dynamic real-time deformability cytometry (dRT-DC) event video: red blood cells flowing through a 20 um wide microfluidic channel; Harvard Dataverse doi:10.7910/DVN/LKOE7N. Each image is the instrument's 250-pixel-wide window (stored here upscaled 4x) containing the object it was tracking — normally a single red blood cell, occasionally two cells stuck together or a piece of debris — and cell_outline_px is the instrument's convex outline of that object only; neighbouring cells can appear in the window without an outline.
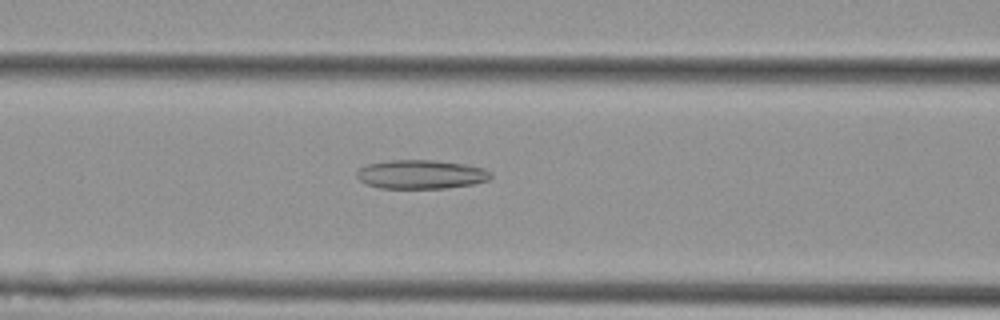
{"species": "Egyptian fruit bat (a non-hibernating species)", "species_latin": "Rousettus aegyptiacus", "temperature_condition": "cold", "stored_images_in_passage": 40, "camera_frame_rate_fps": 3000, "um_per_image_px": 0.085, "animal": {"sex": "female"}, "frame": {"image": 1, "passage_image": 9, "time_ms": 2.667, "image_size_px": [1000, 320], "cell_outline_px": [[492, 176], [488, 180], [472, 184], [448, 188], [380, 188], [368, 184], [360, 180], [356, 176], [356, 172], [360, 168], [368, 164], [388, 160], [432, 160], [460, 164], [484, 168], [492, 172]], "centroid_in_image_um": [35.78, 14.82], "position_along_channel_um": 130.8, "area_um2": 22.43}}
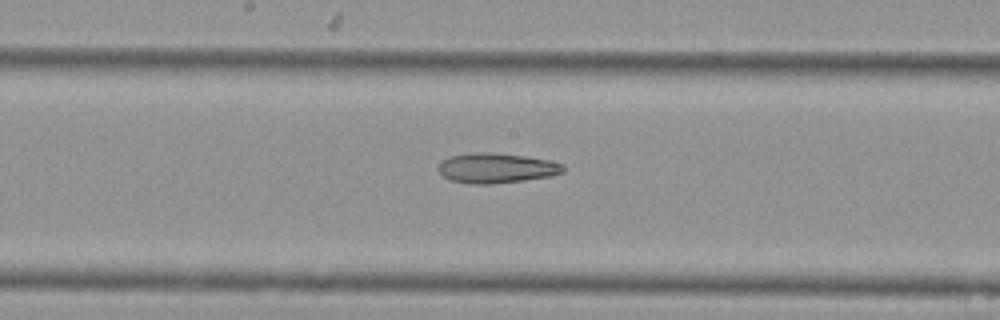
{"frame": {"image": 2, "passage_image": 15, "time_ms": 4.667, "image_size_px": [1000, 320], "cell_outline_px": [[564, 172], [552, 176], [524, 180], [492, 184], [472, 184], [448, 180], [436, 168], [440, 160], [448, 156], [476, 152], [492, 152], [524, 156], [548, 160], [564, 164]], "centroid_in_image_um": [42.15, 14.28], "position_along_channel_um": 206.0, "area_um2": 22.08}}
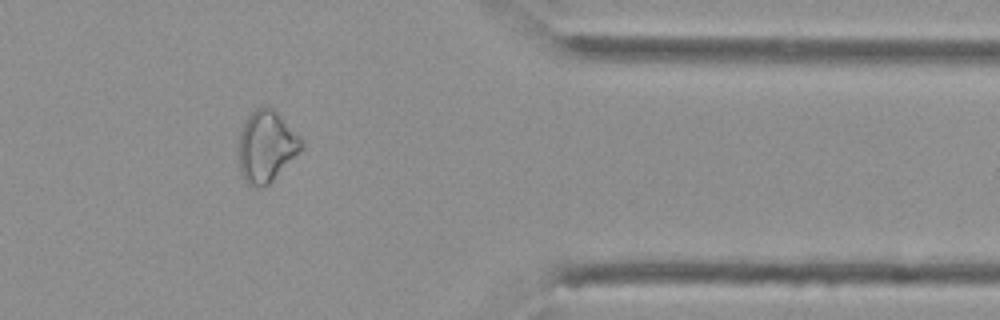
{"frame": {"image": 3, "passage_image": 31, "time_ms": 10.0, "image_size_px": [1000, 320], "cell_outline_px": [[304, 144], [272, 180], [268, 184], [260, 188], [256, 188], [248, 184], [244, 180], [240, 172], [236, 152], [240, 132], [244, 120], [256, 108], [272, 108], [300, 136]], "centroid_in_image_um": [22.56, 12.46], "position_along_channel_um": 388.8, "area_um2": 25.84}}